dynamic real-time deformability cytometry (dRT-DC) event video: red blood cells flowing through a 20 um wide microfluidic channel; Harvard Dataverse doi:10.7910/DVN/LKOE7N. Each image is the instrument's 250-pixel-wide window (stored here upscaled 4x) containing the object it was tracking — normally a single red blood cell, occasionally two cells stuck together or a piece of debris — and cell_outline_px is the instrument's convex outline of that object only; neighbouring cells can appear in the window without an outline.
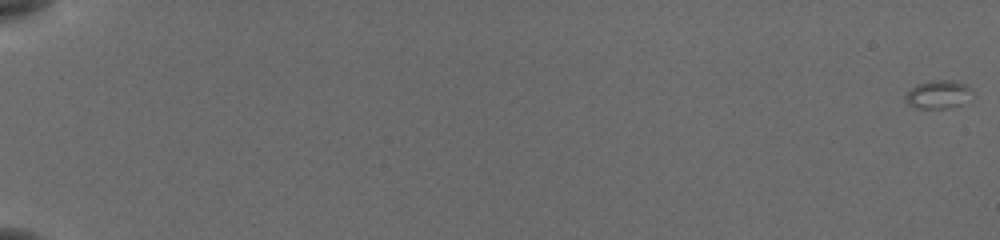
{"species": "common noctule bat (a hibernating species)", "species_latin": "Nyctalus noctula", "temperature_condition": "cold", "stored_images_in_passage": 58, "camera_frame_rate_fps": 3000, "um_per_image_px": 0.085, "animal": {"sex": "female", "body_mass_g": 19.5, "forearm_length_mm": 54.1}, "frame": {"image": 1, "passage_image": 1, "time_ms": 0.0, "image_size_px": [1000, 240], "cell_outline_px": [[972, 88], [960, 104], [948, 108], [916, 108], [908, 104], [904, 100], [904, 96], [916, 84], [928, 80], [952, 80], [964, 84]], "centroid_in_image_um": [79.64, 8.01], "position_along_channel_um": 5.4, "area_um2": 10.69}}